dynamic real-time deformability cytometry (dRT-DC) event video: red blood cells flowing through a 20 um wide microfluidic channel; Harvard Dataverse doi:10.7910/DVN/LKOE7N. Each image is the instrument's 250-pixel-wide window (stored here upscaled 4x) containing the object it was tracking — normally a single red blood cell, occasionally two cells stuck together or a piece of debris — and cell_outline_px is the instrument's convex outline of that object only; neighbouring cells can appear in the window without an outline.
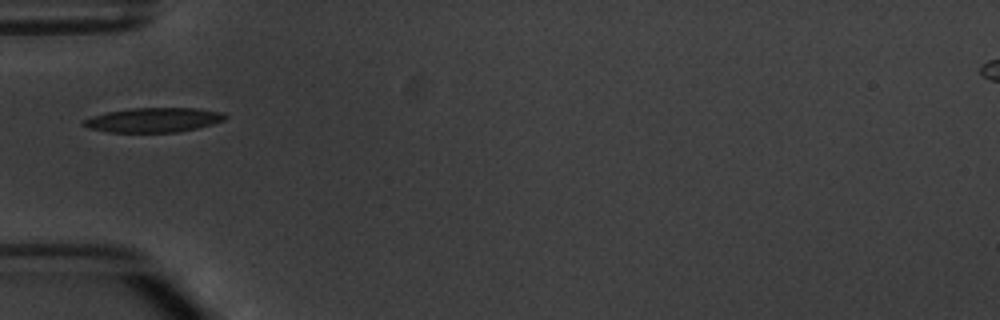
{"species": "common noctule bat (a hibernating species)", "species_latin": "Nyctalus noctula", "temperature_condition": "warm", "stored_images_in_passage": 3, "camera_frame_rate_fps": 3000, "um_per_image_px": 0.085, "animal": {"sex": "male", "body_mass_g": 20.1, "forearm_length_mm": 53.5}, "frame": {"image": 1, "passage_image": 3, "time_ms": 2.333, "image_size_px": [1000, 320], "cell_outline_px": [[228, 116], [224, 120], [212, 124], [196, 128], [176, 132], [108, 132], [88, 128], [80, 124], [84, 120], [92, 116], [108, 112], [128, 108], [200, 108], [224, 112]], "centroid_in_image_um": [13.06, 10.19], "position_along_channel_um": 71.9, "area_um2": 20.29}}